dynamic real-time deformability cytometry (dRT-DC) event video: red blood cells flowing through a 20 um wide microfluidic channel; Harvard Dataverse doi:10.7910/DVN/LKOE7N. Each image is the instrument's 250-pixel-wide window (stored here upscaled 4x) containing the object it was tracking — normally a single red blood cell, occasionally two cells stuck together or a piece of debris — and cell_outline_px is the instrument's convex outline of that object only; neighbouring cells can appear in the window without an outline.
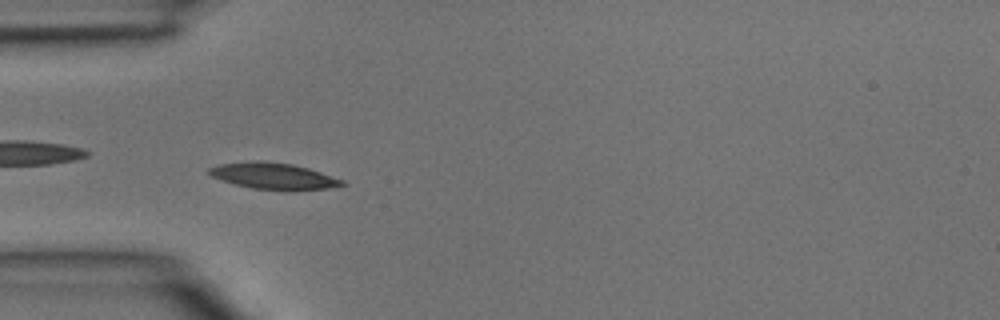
{"species": "common noctule bat (a hibernating species)", "species_latin": "Nyctalus noctula", "temperature_condition": "room temperature", "stored_images_in_passage": 3, "camera_frame_rate_fps": 3000, "um_per_image_px": 0.085, "animal": {"sex": "male", "body_mass_g": 15.6}, "frame": {"image": 1, "passage_image": 3, "time_ms": 0.667, "image_size_px": [1000, 320], "cell_outline_px": [[348, 184], [328, 188], [252, 188], [236, 184], [212, 176], [208, 172], [208, 168], [220, 164], [256, 160], [264, 160], [292, 164], [308, 168], [344, 180]], "centroid_in_image_um": [23.23, 14.91], "position_along_channel_um": 61.8, "area_um2": 19.59}}